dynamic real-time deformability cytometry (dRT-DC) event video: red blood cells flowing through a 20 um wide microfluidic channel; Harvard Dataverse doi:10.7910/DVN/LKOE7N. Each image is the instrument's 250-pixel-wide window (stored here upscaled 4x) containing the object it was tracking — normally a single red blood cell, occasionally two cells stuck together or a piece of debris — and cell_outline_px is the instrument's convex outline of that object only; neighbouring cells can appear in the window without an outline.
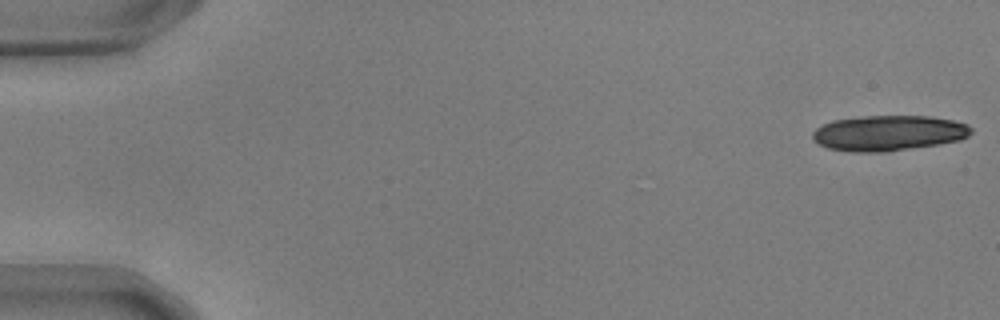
{"species": "common noctule bat (a hibernating species)", "species_latin": "Nyctalus noctula", "temperature_condition": "warm", "stored_images_in_passage": 20, "camera_frame_rate_fps": 3000, "um_per_image_px": 0.085, "animal": {"sex": "male", "body_mass_g": 17.9, "forearm_length_mm": 54.2}, "frame": {"image": 1, "passage_image": 1, "time_ms": 0.0, "image_size_px": [1000, 320], "cell_outline_px": [[972, 132], [968, 136], [960, 140], [936, 144], [884, 152], [852, 152], [828, 148], [820, 144], [812, 136], [812, 132], [816, 128], [832, 120], [864, 116], [928, 116], [952, 120], [968, 124], [972, 128]], "centroid_in_image_um": [75.53, 11.3], "position_along_channel_um": 9.5, "area_um2": 32.54}}